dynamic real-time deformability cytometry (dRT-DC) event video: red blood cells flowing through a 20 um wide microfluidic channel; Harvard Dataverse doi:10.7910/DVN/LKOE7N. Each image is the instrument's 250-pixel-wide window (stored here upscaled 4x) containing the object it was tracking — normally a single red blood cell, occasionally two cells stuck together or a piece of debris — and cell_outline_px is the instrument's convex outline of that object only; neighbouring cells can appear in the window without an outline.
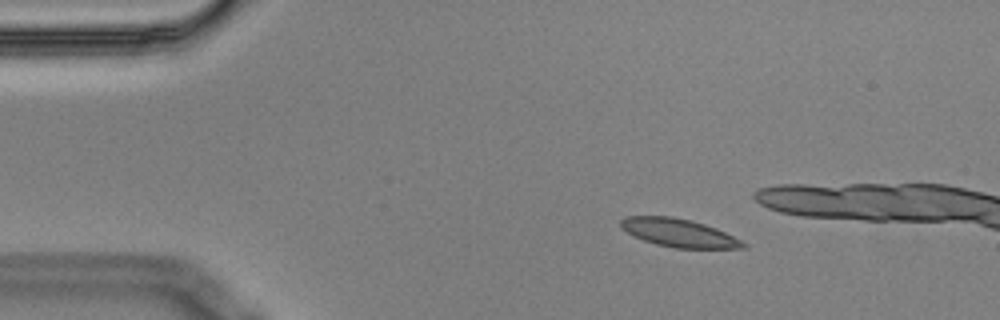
{"species": "Egyptian fruit bat (a non-hibernating species)", "species_latin": "Rousettus aegyptiacus", "temperature_condition": "cold", "stored_images_in_passage": 5, "camera_frame_rate_fps": 3000, "um_per_image_px": 0.085, "animal": {"sex": "male"}, "frame": {"image": 1, "passage_image": 2, "time_ms": 0.333, "image_size_px": [1000, 320], "cell_outline_px": [[748, 248], [676, 248], [656, 244], [644, 240], [620, 228], [620, 220], [624, 216], [672, 216], [692, 220], [716, 228], [748, 244]], "centroid_in_image_um": [57.7, 19.78], "position_along_channel_um": 27.3, "area_um2": 20.0}}